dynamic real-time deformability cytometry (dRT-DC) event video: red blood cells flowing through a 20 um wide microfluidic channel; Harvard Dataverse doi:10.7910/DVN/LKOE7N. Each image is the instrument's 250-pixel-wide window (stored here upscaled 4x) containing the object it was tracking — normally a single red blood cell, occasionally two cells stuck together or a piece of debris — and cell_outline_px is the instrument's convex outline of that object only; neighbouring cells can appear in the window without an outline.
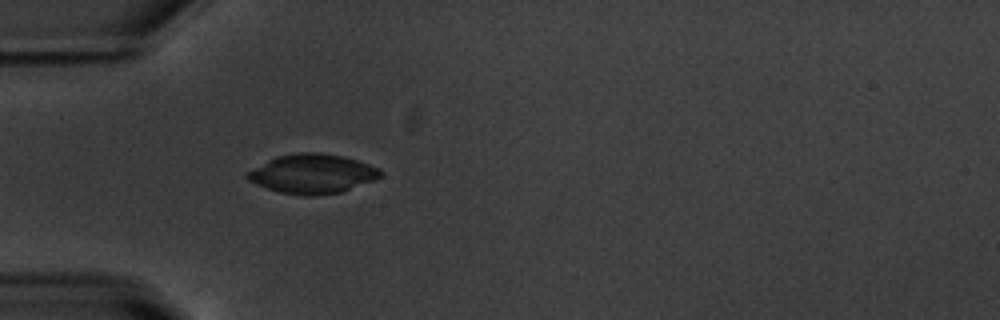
{"species": "common noctule bat (a hibernating species)", "species_latin": "Nyctalus noctula", "temperature_condition": "warm", "stored_images_in_passage": 39, "camera_frame_rate_fps": 3000, "um_per_image_px": 0.085, "animal": {"sex": "male", "body_mass_g": 20.1, "forearm_length_mm": 53.5}, "frame": {"image": 1, "passage_image": 2, "time_ms": 0.333, "image_size_px": [1000, 320], "cell_outline_px": [[380, 176], [372, 180], [340, 192], [312, 196], [304, 196], [280, 192], [256, 184], [248, 180], [244, 176], [248, 172], [268, 160], [276, 156], [296, 152], [316, 152], [344, 156], [368, 164], [376, 168], [380, 172]], "centroid_in_image_um": [26.5, 14.76], "position_along_channel_um": 58.5, "area_um2": 30.0}}
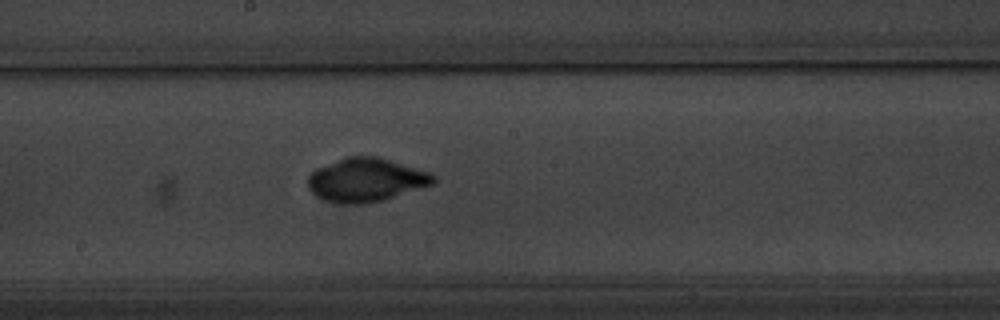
{"frame": {"image": 2, "passage_image": 15, "time_ms": 4.667, "image_size_px": [1000, 320], "cell_outline_px": [[436, 180], [432, 184], [384, 200], [368, 204], [336, 204], [324, 200], [316, 196], [308, 188], [308, 176], [316, 168], [348, 156], [376, 156], [428, 172], [436, 176]], "centroid_in_image_um": [31.07, 15.32], "position_along_channel_um": 217.1, "area_um2": 31.79}}
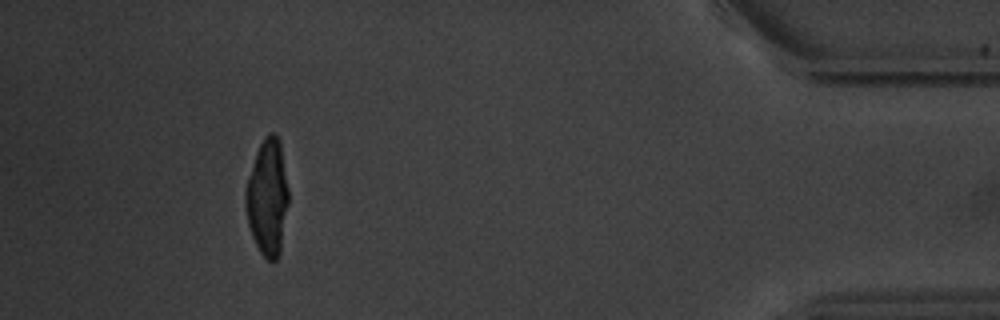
{"frame": {"image": 3, "passage_image": 35, "time_ms": 11.333, "image_size_px": [1000, 320], "cell_outline_px": [[288, 204], [280, 252], [276, 260], [268, 260], [260, 252], [252, 236], [248, 224], [244, 208], [244, 192], [248, 176], [256, 152], [264, 136], [268, 132], [272, 132], [280, 140], [288, 188]], "centroid_in_image_um": [22.72, 16.76], "position_along_channel_um": 412.5, "area_um2": 29.25}, "authors_computed_cell_mechanics": {"area_um2": 29.6514, "velocity_mm_per_s": 3.7622, "shape_relaxation_time_tau1_ms": 5.3187, "shape_relaxation_time_tau2_ms": null, "deformation_change_tau1": 0.1521, "deformation_change_tau2": null}}